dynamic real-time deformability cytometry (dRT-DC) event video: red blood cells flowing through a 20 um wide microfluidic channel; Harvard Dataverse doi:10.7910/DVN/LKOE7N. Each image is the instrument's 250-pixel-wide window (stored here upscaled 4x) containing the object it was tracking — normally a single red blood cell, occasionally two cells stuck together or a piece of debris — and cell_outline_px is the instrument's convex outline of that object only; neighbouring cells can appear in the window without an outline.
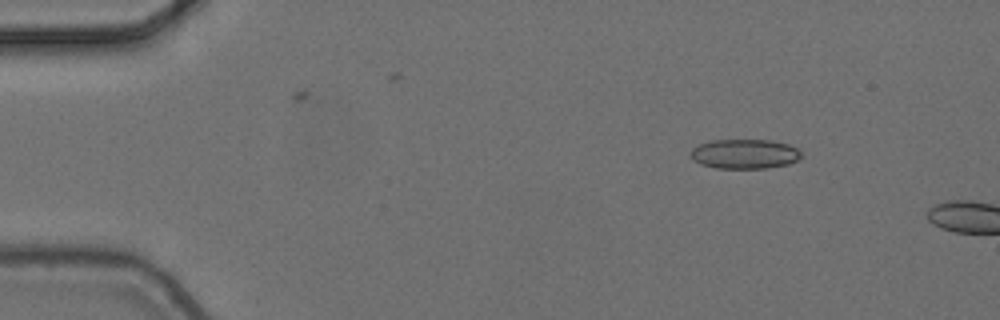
{"species": "common noctule bat (a hibernating species)", "species_latin": "Nyctalus noctula", "temperature_condition": "cold", "stored_images_in_passage": 3, "segment_of_instrument_passage": [2, 2], "camera_frame_rate_fps": 3000, "um_per_image_px": 0.085, "animal": {"sex": "female", "body_mass_g": 24.6, "forearm_length_mm": 56.2}, "frame": {"image": 1, "passage_image": 3, "time_ms": 0.667, "image_size_px": [1000, 320], "cell_outline_px": [[800, 156], [796, 160], [788, 164], [768, 168], [716, 168], [700, 164], [688, 152], [692, 148], [700, 144], [712, 140], [772, 140], [788, 144], [796, 148], [800, 152]], "centroid_in_image_um": [63.28, 13.08], "position_along_channel_um": 21.7, "area_um2": 18.96}}